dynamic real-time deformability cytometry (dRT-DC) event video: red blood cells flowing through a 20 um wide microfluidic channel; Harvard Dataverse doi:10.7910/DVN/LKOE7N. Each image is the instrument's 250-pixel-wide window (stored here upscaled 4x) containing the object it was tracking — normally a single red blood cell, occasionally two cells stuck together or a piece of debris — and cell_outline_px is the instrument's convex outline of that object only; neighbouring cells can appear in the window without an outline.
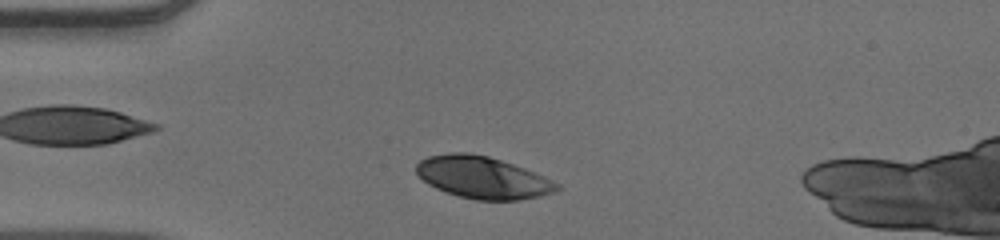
{"species": "human", "species_latin": "Homo sapiens", "temperature_condition": "warm", "stored_images_in_passage": 38, "camera_frame_rate_fps": 3000, "um_per_image_px": 0.085, "donor": {"sex": "male"}, "frame": {"image": 1, "passage_image": 4, "time_ms": 1.0, "image_size_px": [1000, 240], "cell_outline_px": [[560, 188], [552, 192], [540, 196], [520, 200], [476, 200], [460, 196], [436, 188], [428, 184], [416, 172], [416, 164], [420, 160], [428, 156], [452, 152], [468, 152], [488, 156], [524, 168], [544, 176], [560, 184]], "centroid_in_image_um": [41.02, 15.08], "position_along_channel_um": 44.0, "area_um2": 34.22}}
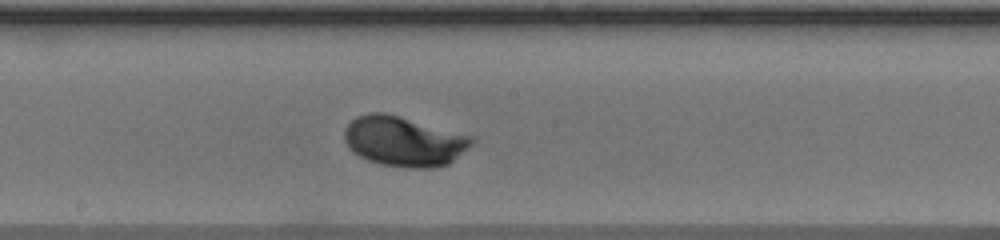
{"frame": {"image": 2, "passage_image": 19, "time_ms": 6.0, "image_size_px": [1000, 240], "cell_outline_px": [[476, 140], [468, 148], [448, 164], [436, 168], [408, 168], [380, 164], [368, 160], [360, 156], [348, 148], [344, 140], [344, 128], [356, 116], [368, 112], [384, 112], [400, 116], [472, 136]], "centroid_in_image_um": [34.31, 12.01], "position_along_channel_um": 213.9, "area_um2": 37.22}}
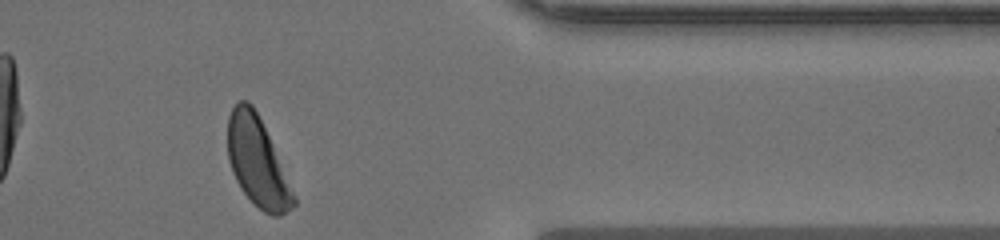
{"frame": {"image": 3, "passage_image": 34, "time_ms": 11.0, "image_size_px": [1000, 240], "cell_outline_px": [[296, 204], [292, 208], [280, 216], [272, 216], [264, 212], [240, 188], [232, 172], [228, 160], [228, 116], [232, 108], [240, 100], [248, 100], [252, 104], [272, 144], [296, 196]], "centroid_in_image_um": [21.87, 13.78], "position_along_channel_um": 389.5, "area_um2": 33.7}, "authors_computed_cell_mechanics": {"area_um2": 34.7667, "velocity_mm_per_s": 3.8701, "shape_relaxation_time_tau1_ms": 3.292, "shape_relaxation_time_tau2_ms": null, "deformation_change_tau1": 0.1778, "deformation_change_tau2": null}}